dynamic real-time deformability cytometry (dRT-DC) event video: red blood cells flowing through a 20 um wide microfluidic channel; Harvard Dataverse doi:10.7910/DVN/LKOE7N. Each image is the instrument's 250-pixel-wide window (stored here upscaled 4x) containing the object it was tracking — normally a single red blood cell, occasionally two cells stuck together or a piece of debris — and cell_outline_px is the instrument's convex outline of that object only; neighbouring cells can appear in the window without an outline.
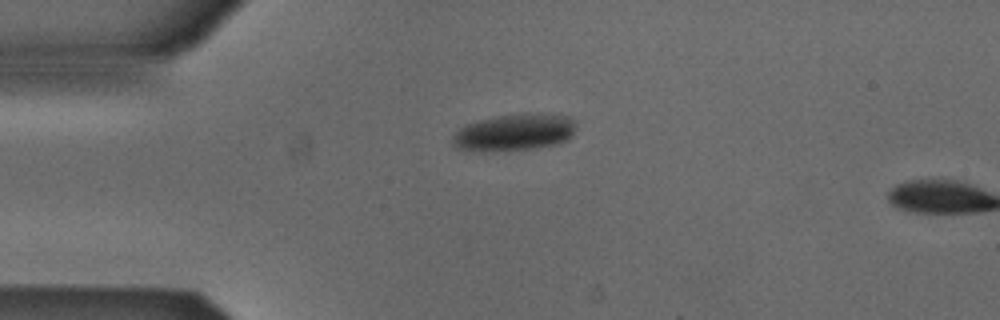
{"species": "Egyptian fruit bat (a non-hibernating species)", "species_latin": "Rousettus aegyptiacus", "temperature_condition": "cold", "stored_images_in_passage": 2, "camera_frame_rate_fps": 3000, "um_per_image_px": 0.085, "animal": {"sex": "male"}, "frame": {"image": 1, "passage_image": 1, "time_ms": 0.0, "image_size_px": [1000, 320], "cell_outline_px": [[576, 124], [572, 136], [568, 140], [556, 144], [536, 148], [484, 152], [480, 152], [456, 148], [452, 144], [452, 136], [460, 128], [468, 124], [480, 120], [500, 116], [524, 112], [540, 112], [572, 116], [576, 120]], "centroid_in_image_um": [43.78, 11.24], "position_along_channel_um": 41.2, "area_um2": 27.11}}